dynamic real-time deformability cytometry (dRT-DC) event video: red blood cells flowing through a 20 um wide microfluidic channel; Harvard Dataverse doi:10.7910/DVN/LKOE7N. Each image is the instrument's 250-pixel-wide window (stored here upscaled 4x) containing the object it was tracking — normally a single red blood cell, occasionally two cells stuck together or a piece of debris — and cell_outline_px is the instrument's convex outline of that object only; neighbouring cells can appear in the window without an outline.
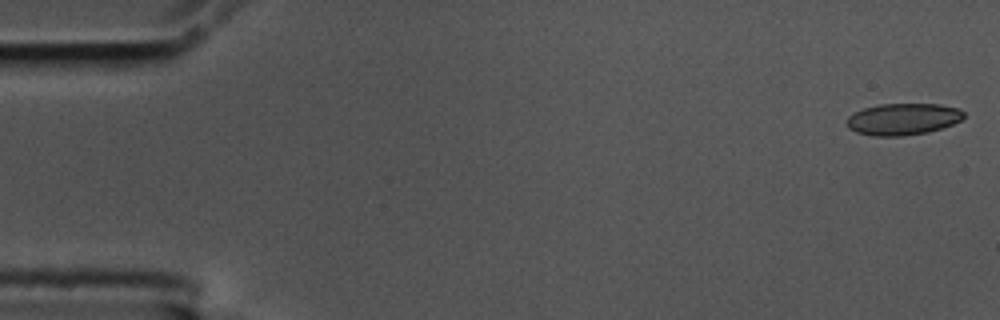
{"species": "common noctule bat (a hibernating species)", "species_latin": "Nyctalus noctula", "temperature_condition": "cold", "stored_images_in_passage": 1, "camera_frame_rate_fps": 3000, "um_per_image_px": 0.085, "animal": {"sex": "male", "body_mass_g": 17.5, "forearm_length_mm": 52.3}, "frame": {"image": 1, "passage_image": 1, "time_ms": 0.0, "image_size_px": [1000, 320], "cell_outline_px": [[964, 116], [960, 120], [952, 124], [928, 132], [904, 136], [872, 136], [856, 132], [848, 128], [848, 116], [864, 108], [880, 104], [940, 104], [960, 108], [964, 112]], "centroid_in_image_um": [76.76, 10.12], "position_along_channel_um": 8.2, "area_um2": 21.56}}